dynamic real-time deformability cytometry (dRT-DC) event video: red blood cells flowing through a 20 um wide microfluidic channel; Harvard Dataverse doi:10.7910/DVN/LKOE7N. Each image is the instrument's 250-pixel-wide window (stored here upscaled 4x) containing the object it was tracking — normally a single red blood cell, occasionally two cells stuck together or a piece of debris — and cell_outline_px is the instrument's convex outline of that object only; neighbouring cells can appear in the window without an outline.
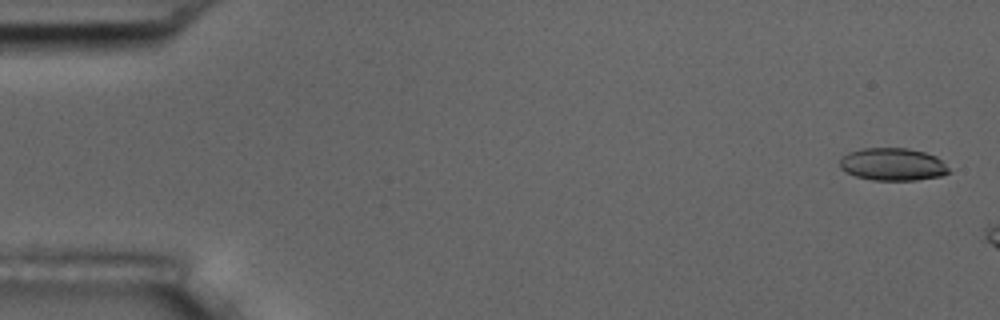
{"species": "common noctule bat (a hibernating species)", "species_latin": "Nyctalus noctula", "temperature_condition": "room temperature", "stored_images_in_passage": 3, "camera_frame_rate_fps": 3000, "um_per_image_px": 0.085, "animal": {"sex": "male", "body_mass_g": 17.5, "forearm_length_mm": 52.3}, "frame": {"image": 1, "passage_image": 1, "time_ms": 0.0, "image_size_px": [1000, 320], "cell_outline_px": [[952, 172], [940, 176], [916, 180], [872, 180], [856, 176], [844, 172], [840, 168], [840, 160], [848, 152], [864, 148], [908, 148], [924, 152], [936, 156]], "centroid_in_image_um": [75.87, 13.97], "position_along_channel_um": 9.1, "area_um2": 20.69}}